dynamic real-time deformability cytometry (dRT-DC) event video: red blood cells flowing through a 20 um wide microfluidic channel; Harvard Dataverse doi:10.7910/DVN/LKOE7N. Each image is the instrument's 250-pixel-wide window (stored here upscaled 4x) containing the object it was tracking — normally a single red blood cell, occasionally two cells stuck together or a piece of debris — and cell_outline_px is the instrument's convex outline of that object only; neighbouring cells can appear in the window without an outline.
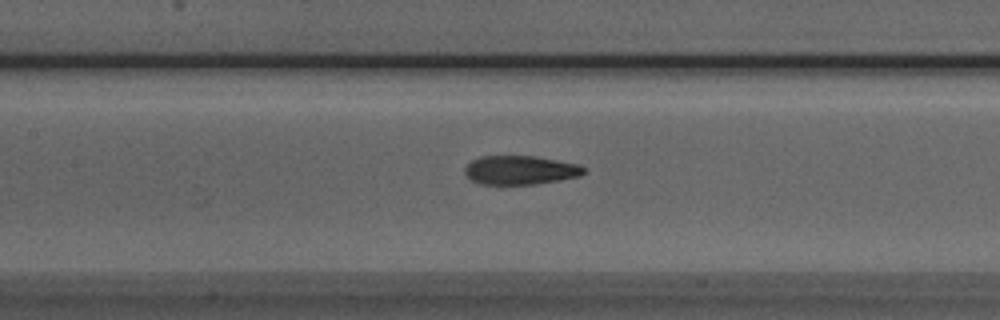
{"species": "Egyptian fruit bat (a non-hibernating species)", "species_latin": "Rousettus aegyptiacus", "temperature_condition": "room temperature", "stored_images_in_passage": 51, "camera_frame_rate_fps": 3000, "um_per_image_px": 0.085, "animal": {"sex": "male"}, "frame": {"image": 1, "passage_image": 23, "time_ms": 7.333, "image_size_px": [1000, 320], "cell_outline_px": [[588, 168], [580, 176], [536, 184], [480, 184], [472, 180], [464, 172], [464, 168], [472, 160], [480, 156], [536, 156], [580, 164]], "centroid_in_image_um": [44.25, 14.45], "position_along_channel_um": 163.1, "area_um2": 20.11}}
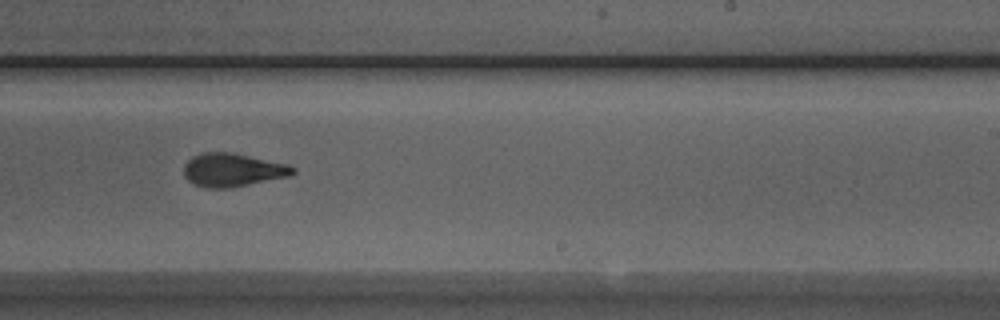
{"frame": {"image": 2, "passage_image": 31, "time_ms": 10.0, "image_size_px": [1000, 320], "cell_outline_px": [[296, 172], [292, 176], [228, 188], [208, 188], [196, 184], [188, 180], [184, 176], [184, 164], [192, 156], [204, 152], [232, 152], [288, 164], [296, 168]], "centroid_in_image_um": [19.8, 14.44], "position_along_channel_um": 269.2, "area_um2": 21.27}}
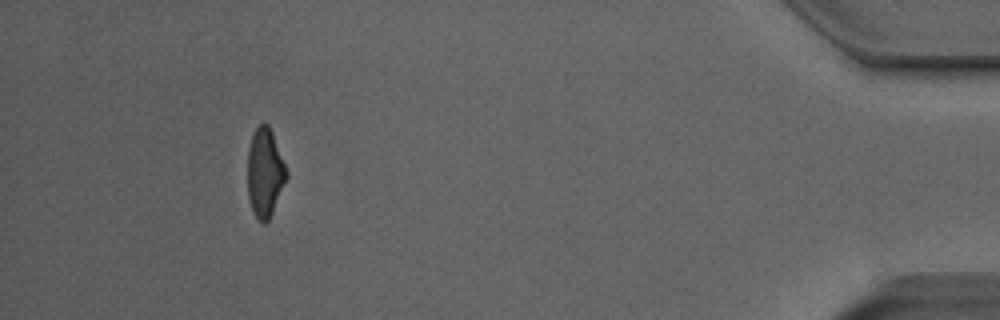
{"frame": {"image": 3, "passage_image": 47, "time_ms": 15.333, "image_size_px": [1000, 320], "cell_outline_px": [[288, 176], [272, 212], [268, 220], [264, 224], [260, 224], [252, 212], [248, 196], [248, 148], [252, 136], [256, 128], [260, 124], [268, 124], [272, 132], [288, 172]], "centroid_in_image_um": [22.51, 14.71], "position_along_channel_um": 412.7, "area_um2": 20.06}, "authors_computed_cell_mechanics": {"area_um2": 20.4612, "velocity_mm_per_s": 3.9916, "shape_relaxation_time_tau1_ms": 4.122, "shape_relaxation_time_tau2_ms": 1.548, "deformation_change_tau1": 0.1839, "deformation_change_tau2": 0.0927}}